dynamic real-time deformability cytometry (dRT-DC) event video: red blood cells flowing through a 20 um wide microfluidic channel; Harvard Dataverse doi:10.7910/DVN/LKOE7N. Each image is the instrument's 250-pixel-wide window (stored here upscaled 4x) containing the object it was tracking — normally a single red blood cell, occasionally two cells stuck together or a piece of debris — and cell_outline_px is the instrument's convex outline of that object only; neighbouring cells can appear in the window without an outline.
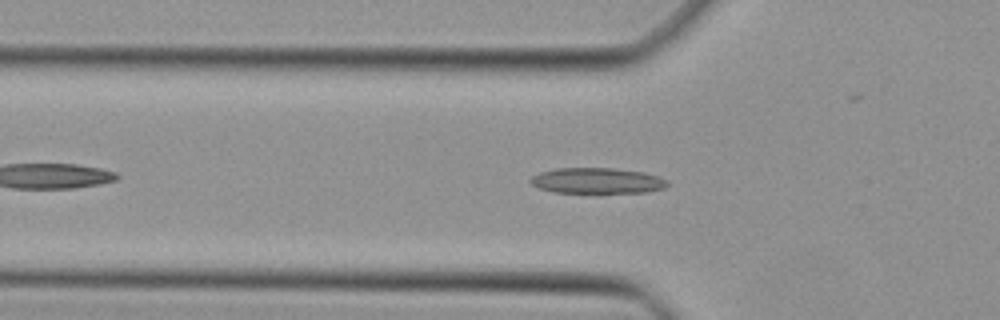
{"species": "Egyptian fruit bat (a non-hibernating species)", "species_latin": "Rousettus aegyptiacus", "temperature_condition": "cold", "stored_images_in_passage": 39, "camera_frame_rate_fps": 3000, "um_per_image_px": 0.085, "animal": {"sex": "female"}, "frame": {"image": 1, "passage_image": 7, "time_ms": 2.0, "image_size_px": [1000, 320], "cell_outline_px": [[668, 184], [664, 188], [648, 192], [552, 192], [540, 188], [532, 184], [528, 180], [532, 176], [540, 172], [556, 168], [612, 168], [644, 172], [668, 180]], "centroid_in_image_um": [50.74, 15.35], "position_along_channel_um": 75.1, "area_um2": 20.35}}
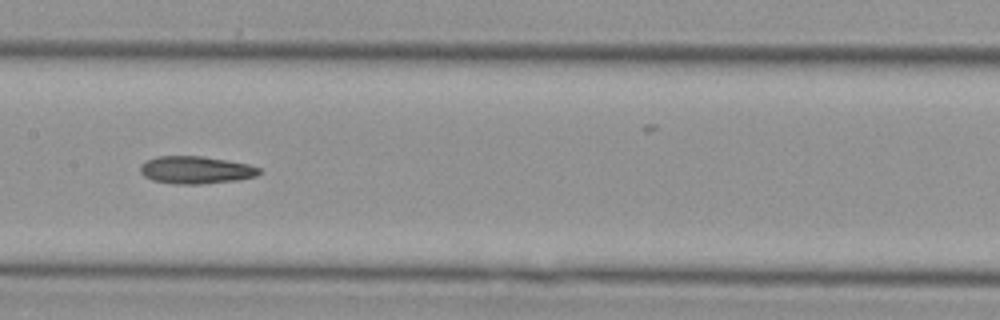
{"frame": {"image": 2, "passage_image": 15, "time_ms": 4.667, "image_size_px": [1000, 320], "cell_outline_px": [[264, 172], [256, 176], [236, 180], [200, 184], [176, 184], [152, 180], [144, 176], [140, 172], [140, 164], [156, 156], [204, 156], [228, 160], [248, 164], [260, 168]], "centroid_in_image_um": [16.66, 14.44], "position_along_channel_um": 190.7, "area_um2": 19.19}}
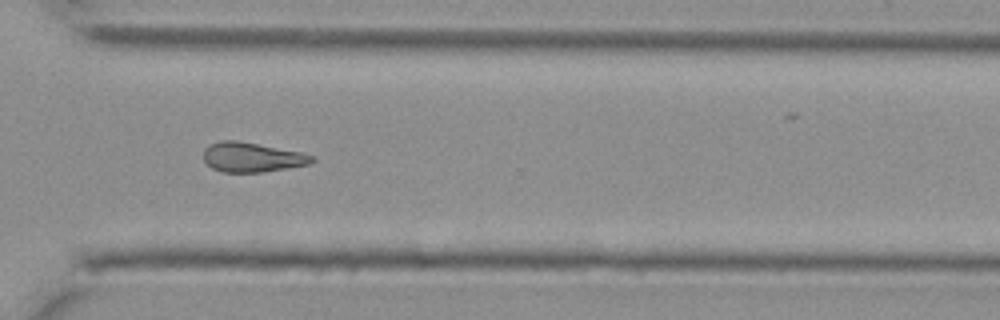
{"frame": {"image": 3, "passage_image": 26, "time_ms": 8.333, "image_size_px": [1000, 320], "cell_outline_px": [[316, 160], [308, 164], [288, 168], [264, 172], [220, 172], [212, 168], [204, 160], [204, 148], [208, 144], [220, 140], [236, 140], [300, 152], [316, 156]], "centroid_in_image_um": [21.4, 13.36], "position_along_channel_um": 349.2, "area_um2": 18.79}}